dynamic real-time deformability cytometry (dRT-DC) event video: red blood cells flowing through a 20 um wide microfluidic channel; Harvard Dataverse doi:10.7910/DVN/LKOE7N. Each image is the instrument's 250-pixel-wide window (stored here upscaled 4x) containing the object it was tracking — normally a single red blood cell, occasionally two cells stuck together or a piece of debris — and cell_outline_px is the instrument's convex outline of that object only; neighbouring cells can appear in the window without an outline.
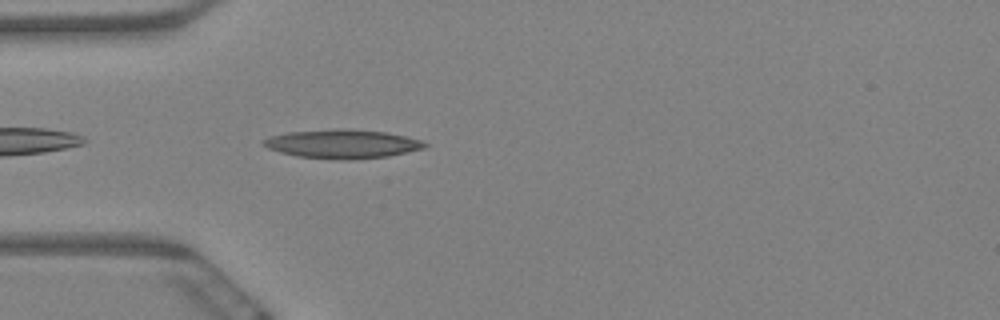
{"species": "Egyptian fruit bat (a non-hibernating species)", "species_latin": "Rousettus aegyptiacus", "temperature_condition": "warm", "stored_images_in_passage": 1, "camera_frame_rate_fps": 3000, "um_per_image_px": 0.085, "animal": {"sex": "female"}, "frame": {"image": 1, "passage_image": 1, "time_ms": 0.0, "image_size_px": [1000, 320], "cell_outline_px": [[428, 144], [424, 148], [388, 156], [348, 160], [344, 160], [296, 156], [280, 152], [268, 148], [260, 144], [260, 140], [272, 136], [288, 132], [344, 128], [384, 132], [404, 136], [420, 140]], "centroid_in_image_um": [29.05, 12.23], "position_along_channel_um": 55.9, "area_um2": 26.93}}